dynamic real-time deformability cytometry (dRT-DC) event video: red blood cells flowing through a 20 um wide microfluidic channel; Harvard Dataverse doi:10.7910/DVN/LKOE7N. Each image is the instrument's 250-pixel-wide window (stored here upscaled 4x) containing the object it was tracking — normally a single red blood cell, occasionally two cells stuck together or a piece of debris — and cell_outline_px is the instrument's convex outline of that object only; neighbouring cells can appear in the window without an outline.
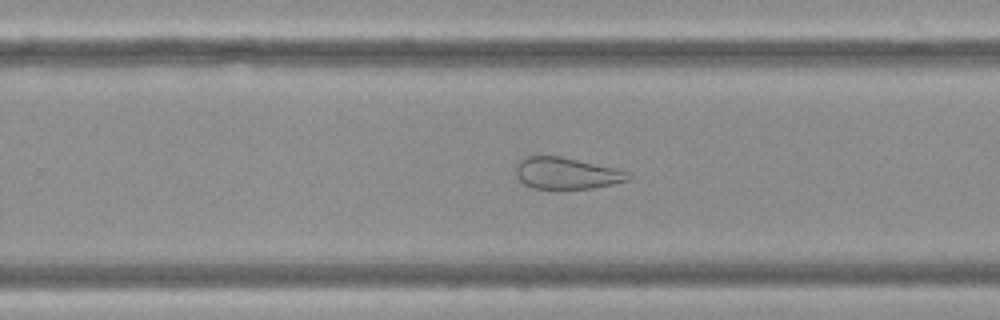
{"species": "Egyptian fruit bat (a non-hibernating species)", "species_latin": "Rousettus aegyptiacus", "temperature_condition": "cold", "stored_images_in_passage": 49, "camera_frame_rate_fps": 3000, "um_per_image_px": 0.085, "frame": {"image": 1, "passage_image": 28, "time_ms": 9.0, "image_size_px": [1000, 320], "cell_outline_px": [[632, 176], [628, 180], [612, 184], [592, 188], [532, 188], [524, 184], [520, 180], [516, 172], [516, 164], [520, 160], [528, 156], [560, 156], [616, 168], [632, 172]], "centroid_in_image_um": [48.19, 14.72], "position_along_channel_um": 281.6, "area_um2": 20.58}}
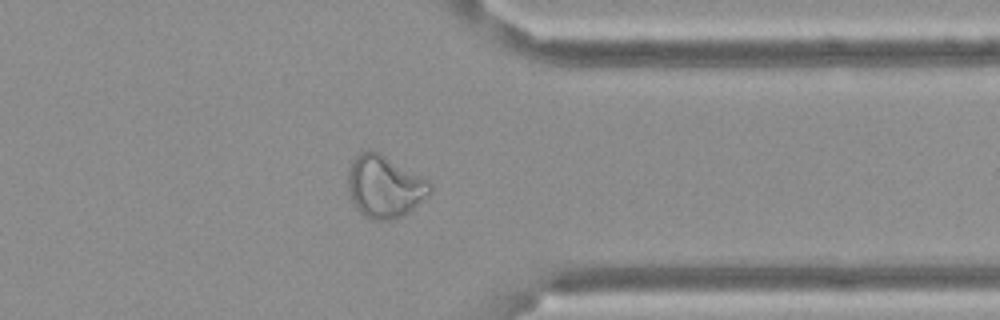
{"frame": {"image": 2, "passage_image": 37, "time_ms": 12.0, "image_size_px": [1000, 320], "cell_outline_px": [[432, 192], [412, 208], [400, 216], [392, 220], [372, 220], [364, 216], [356, 208], [348, 192], [348, 168], [356, 156], [360, 152], [368, 148], [380, 152], [432, 184]], "centroid_in_image_um": [32.64, 15.84], "position_along_channel_um": 378.8, "area_um2": 29.48}}
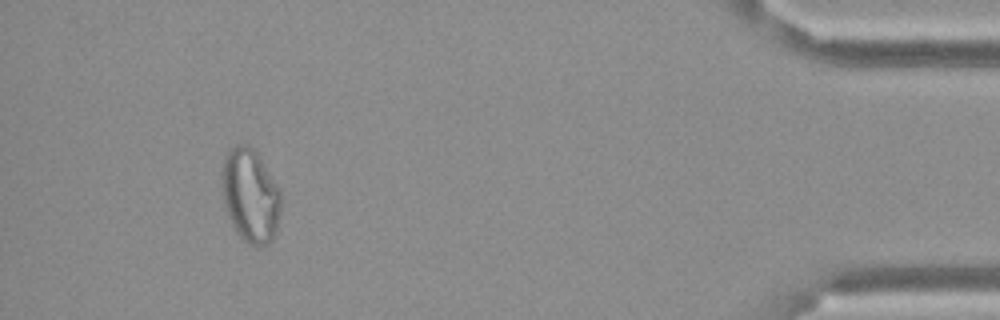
{"frame": {"image": 3, "passage_image": 45, "time_ms": 14.667, "image_size_px": [1000, 320], "cell_outline_px": [[280, 216], [276, 232], [268, 244], [256, 248], [248, 244], [236, 232], [228, 216], [224, 204], [220, 172], [224, 156], [228, 148], [236, 144], [244, 144], [252, 148], [260, 156], [280, 188]], "centroid_in_image_um": [21.27, 16.61], "position_along_channel_um": 413.9, "area_um2": 32.89}, "authors_computed_cell_mechanics": {"area_um2": 29.189, "velocity_mm_per_s": 3.4129, "shape_relaxation_time_tau1_ms": null, "shape_relaxation_time_tau2_ms": 2.3929, "deformation_change_tau1": null, "deformation_change_tau2": 0.1043}}